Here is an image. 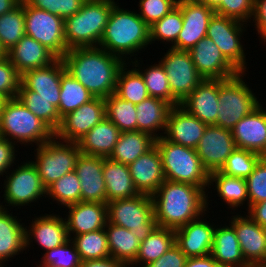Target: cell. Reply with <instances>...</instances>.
<instances>
[{
	"label": "cell",
	"mask_w": 266,
	"mask_h": 267,
	"mask_svg": "<svg viewBox=\"0 0 266 267\" xmlns=\"http://www.w3.org/2000/svg\"><path fill=\"white\" fill-rule=\"evenodd\" d=\"M33 6L60 16L63 20L77 13L86 0H24Z\"/></svg>",
	"instance_id": "f5cc1de1"
},
{
	"label": "cell",
	"mask_w": 266,
	"mask_h": 267,
	"mask_svg": "<svg viewBox=\"0 0 266 267\" xmlns=\"http://www.w3.org/2000/svg\"><path fill=\"white\" fill-rule=\"evenodd\" d=\"M161 159L165 180L188 183L201 187L207 193V210L209 208V172L204 168L195 149L178 145L163 136L155 139ZM208 191V192H207Z\"/></svg>",
	"instance_id": "8992f818"
},
{
	"label": "cell",
	"mask_w": 266,
	"mask_h": 267,
	"mask_svg": "<svg viewBox=\"0 0 266 267\" xmlns=\"http://www.w3.org/2000/svg\"><path fill=\"white\" fill-rule=\"evenodd\" d=\"M129 67L130 63L126 62L120 69L115 94L125 101L138 104L148 98L149 94L141 73L134 66Z\"/></svg>",
	"instance_id": "f35d334b"
},
{
	"label": "cell",
	"mask_w": 266,
	"mask_h": 267,
	"mask_svg": "<svg viewBox=\"0 0 266 267\" xmlns=\"http://www.w3.org/2000/svg\"><path fill=\"white\" fill-rule=\"evenodd\" d=\"M265 265H266V254H265L263 262L258 267H264Z\"/></svg>",
	"instance_id": "03108f58"
},
{
	"label": "cell",
	"mask_w": 266,
	"mask_h": 267,
	"mask_svg": "<svg viewBox=\"0 0 266 267\" xmlns=\"http://www.w3.org/2000/svg\"><path fill=\"white\" fill-rule=\"evenodd\" d=\"M80 267H128L124 262L113 257L82 261Z\"/></svg>",
	"instance_id": "91938a15"
},
{
	"label": "cell",
	"mask_w": 266,
	"mask_h": 267,
	"mask_svg": "<svg viewBox=\"0 0 266 267\" xmlns=\"http://www.w3.org/2000/svg\"><path fill=\"white\" fill-rule=\"evenodd\" d=\"M110 257L124 262L128 267L135 261L140 247L139 239L124 227L110 224L105 226Z\"/></svg>",
	"instance_id": "d590c367"
},
{
	"label": "cell",
	"mask_w": 266,
	"mask_h": 267,
	"mask_svg": "<svg viewBox=\"0 0 266 267\" xmlns=\"http://www.w3.org/2000/svg\"><path fill=\"white\" fill-rule=\"evenodd\" d=\"M186 259V255L174 244L159 259L144 267H184Z\"/></svg>",
	"instance_id": "11a10c76"
},
{
	"label": "cell",
	"mask_w": 266,
	"mask_h": 267,
	"mask_svg": "<svg viewBox=\"0 0 266 267\" xmlns=\"http://www.w3.org/2000/svg\"><path fill=\"white\" fill-rule=\"evenodd\" d=\"M12 213L0 207V265L3 266L15 255L26 251L25 223Z\"/></svg>",
	"instance_id": "f1b7e54d"
},
{
	"label": "cell",
	"mask_w": 266,
	"mask_h": 267,
	"mask_svg": "<svg viewBox=\"0 0 266 267\" xmlns=\"http://www.w3.org/2000/svg\"><path fill=\"white\" fill-rule=\"evenodd\" d=\"M184 267H222L212 255L187 258Z\"/></svg>",
	"instance_id": "94428289"
},
{
	"label": "cell",
	"mask_w": 266,
	"mask_h": 267,
	"mask_svg": "<svg viewBox=\"0 0 266 267\" xmlns=\"http://www.w3.org/2000/svg\"><path fill=\"white\" fill-rule=\"evenodd\" d=\"M138 3L137 13L149 27L177 6L176 0H139Z\"/></svg>",
	"instance_id": "816d5d0a"
},
{
	"label": "cell",
	"mask_w": 266,
	"mask_h": 267,
	"mask_svg": "<svg viewBox=\"0 0 266 267\" xmlns=\"http://www.w3.org/2000/svg\"><path fill=\"white\" fill-rule=\"evenodd\" d=\"M103 176L107 203L118 199L132 198L139 194L133 184L127 164L103 157Z\"/></svg>",
	"instance_id": "d6a6232c"
},
{
	"label": "cell",
	"mask_w": 266,
	"mask_h": 267,
	"mask_svg": "<svg viewBox=\"0 0 266 267\" xmlns=\"http://www.w3.org/2000/svg\"><path fill=\"white\" fill-rule=\"evenodd\" d=\"M249 24L239 20L214 14L211 18L206 37L218 46L224 57L239 71L246 73L247 63L245 45L241 37Z\"/></svg>",
	"instance_id": "8fae6325"
},
{
	"label": "cell",
	"mask_w": 266,
	"mask_h": 267,
	"mask_svg": "<svg viewBox=\"0 0 266 267\" xmlns=\"http://www.w3.org/2000/svg\"><path fill=\"white\" fill-rule=\"evenodd\" d=\"M174 244L175 230L157 226L140 242L138 255L129 267H144L156 261Z\"/></svg>",
	"instance_id": "8d00e7d4"
},
{
	"label": "cell",
	"mask_w": 266,
	"mask_h": 267,
	"mask_svg": "<svg viewBox=\"0 0 266 267\" xmlns=\"http://www.w3.org/2000/svg\"><path fill=\"white\" fill-rule=\"evenodd\" d=\"M207 126L177 105L173 106L169 112L163 137L172 143L196 149Z\"/></svg>",
	"instance_id": "7402d4cb"
},
{
	"label": "cell",
	"mask_w": 266,
	"mask_h": 267,
	"mask_svg": "<svg viewBox=\"0 0 266 267\" xmlns=\"http://www.w3.org/2000/svg\"><path fill=\"white\" fill-rule=\"evenodd\" d=\"M34 160L30 161L36 167L43 185L47 188L63 175L75 170L78 157L81 154L77 142H66L55 136L35 147Z\"/></svg>",
	"instance_id": "9c48e42d"
},
{
	"label": "cell",
	"mask_w": 266,
	"mask_h": 267,
	"mask_svg": "<svg viewBox=\"0 0 266 267\" xmlns=\"http://www.w3.org/2000/svg\"><path fill=\"white\" fill-rule=\"evenodd\" d=\"M216 225L211 255L222 267H251L244 259L234 227ZM228 224V225H226ZM219 226V227H218Z\"/></svg>",
	"instance_id": "f546056e"
},
{
	"label": "cell",
	"mask_w": 266,
	"mask_h": 267,
	"mask_svg": "<svg viewBox=\"0 0 266 267\" xmlns=\"http://www.w3.org/2000/svg\"><path fill=\"white\" fill-rule=\"evenodd\" d=\"M106 117L121 131H137V111L135 104L125 101L115 93L104 98Z\"/></svg>",
	"instance_id": "b9f144b4"
},
{
	"label": "cell",
	"mask_w": 266,
	"mask_h": 267,
	"mask_svg": "<svg viewBox=\"0 0 266 267\" xmlns=\"http://www.w3.org/2000/svg\"><path fill=\"white\" fill-rule=\"evenodd\" d=\"M17 165V168L12 167L13 170L10 169L4 176L6 179H3L4 194L1 197L4 201H0V207L5 209H9L7 206L19 209L46 198V187L33 163L26 160Z\"/></svg>",
	"instance_id": "30bf717a"
},
{
	"label": "cell",
	"mask_w": 266,
	"mask_h": 267,
	"mask_svg": "<svg viewBox=\"0 0 266 267\" xmlns=\"http://www.w3.org/2000/svg\"><path fill=\"white\" fill-rule=\"evenodd\" d=\"M21 0H0V16L15 8Z\"/></svg>",
	"instance_id": "6125c7cd"
},
{
	"label": "cell",
	"mask_w": 266,
	"mask_h": 267,
	"mask_svg": "<svg viewBox=\"0 0 266 267\" xmlns=\"http://www.w3.org/2000/svg\"><path fill=\"white\" fill-rule=\"evenodd\" d=\"M61 59L66 72L100 98L115 93L119 71L126 63L99 46L69 49Z\"/></svg>",
	"instance_id": "6da1fadb"
},
{
	"label": "cell",
	"mask_w": 266,
	"mask_h": 267,
	"mask_svg": "<svg viewBox=\"0 0 266 267\" xmlns=\"http://www.w3.org/2000/svg\"><path fill=\"white\" fill-rule=\"evenodd\" d=\"M154 145L155 138L145 132L138 130L121 132L114 150L108 158L112 161L129 165Z\"/></svg>",
	"instance_id": "e575fe53"
},
{
	"label": "cell",
	"mask_w": 266,
	"mask_h": 267,
	"mask_svg": "<svg viewBox=\"0 0 266 267\" xmlns=\"http://www.w3.org/2000/svg\"><path fill=\"white\" fill-rule=\"evenodd\" d=\"M115 0H86L80 10L64 20V37L68 49L97 47Z\"/></svg>",
	"instance_id": "277c9868"
},
{
	"label": "cell",
	"mask_w": 266,
	"mask_h": 267,
	"mask_svg": "<svg viewBox=\"0 0 266 267\" xmlns=\"http://www.w3.org/2000/svg\"><path fill=\"white\" fill-rule=\"evenodd\" d=\"M261 104L231 130L236 148L266 156V107Z\"/></svg>",
	"instance_id": "cb8c5ba5"
},
{
	"label": "cell",
	"mask_w": 266,
	"mask_h": 267,
	"mask_svg": "<svg viewBox=\"0 0 266 267\" xmlns=\"http://www.w3.org/2000/svg\"><path fill=\"white\" fill-rule=\"evenodd\" d=\"M46 197L58 206L67 207L81 201L80 180L75 171L69 172L46 188Z\"/></svg>",
	"instance_id": "ee69618b"
},
{
	"label": "cell",
	"mask_w": 266,
	"mask_h": 267,
	"mask_svg": "<svg viewBox=\"0 0 266 267\" xmlns=\"http://www.w3.org/2000/svg\"><path fill=\"white\" fill-rule=\"evenodd\" d=\"M189 52L196 70L204 79L226 80L240 73L208 37L199 40Z\"/></svg>",
	"instance_id": "ac0fdd59"
},
{
	"label": "cell",
	"mask_w": 266,
	"mask_h": 267,
	"mask_svg": "<svg viewBox=\"0 0 266 267\" xmlns=\"http://www.w3.org/2000/svg\"><path fill=\"white\" fill-rule=\"evenodd\" d=\"M254 13V0H222L215 14L250 23Z\"/></svg>",
	"instance_id": "db71d44e"
},
{
	"label": "cell",
	"mask_w": 266,
	"mask_h": 267,
	"mask_svg": "<svg viewBox=\"0 0 266 267\" xmlns=\"http://www.w3.org/2000/svg\"><path fill=\"white\" fill-rule=\"evenodd\" d=\"M118 4L116 2L112 8L99 47L130 63L132 56H135L133 60L137 59L140 51L151 45L149 26L136 10Z\"/></svg>",
	"instance_id": "3957f363"
},
{
	"label": "cell",
	"mask_w": 266,
	"mask_h": 267,
	"mask_svg": "<svg viewBox=\"0 0 266 267\" xmlns=\"http://www.w3.org/2000/svg\"><path fill=\"white\" fill-rule=\"evenodd\" d=\"M107 217L108 223L131 230L140 242L158 226L152 198L146 194L108 202Z\"/></svg>",
	"instance_id": "ba28073f"
},
{
	"label": "cell",
	"mask_w": 266,
	"mask_h": 267,
	"mask_svg": "<svg viewBox=\"0 0 266 267\" xmlns=\"http://www.w3.org/2000/svg\"><path fill=\"white\" fill-rule=\"evenodd\" d=\"M195 1L206 5L208 8H211L213 11H215L222 2V0H195Z\"/></svg>",
	"instance_id": "be15d7a7"
},
{
	"label": "cell",
	"mask_w": 266,
	"mask_h": 267,
	"mask_svg": "<svg viewBox=\"0 0 266 267\" xmlns=\"http://www.w3.org/2000/svg\"><path fill=\"white\" fill-rule=\"evenodd\" d=\"M6 56V52L3 50V48L0 46V58H3Z\"/></svg>",
	"instance_id": "e7e4bbea"
},
{
	"label": "cell",
	"mask_w": 266,
	"mask_h": 267,
	"mask_svg": "<svg viewBox=\"0 0 266 267\" xmlns=\"http://www.w3.org/2000/svg\"><path fill=\"white\" fill-rule=\"evenodd\" d=\"M49 213L41 214L38 217L34 215L35 218L30 222L31 225L26 226V251L27 248L29 251L33 241L47 251L59 247L69 240L65 218H62L59 212L58 214Z\"/></svg>",
	"instance_id": "ffe728a7"
},
{
	"label": "cell",
	"mask_w": 266,
	"mask_h": 267,
	"mask_svg": "<svg viewBox=\"0 0 266 267\" xmlns=\"http://www.w3.org/2000/svg\"><path fill=\"white\" fill-rule=\"evenodd\" d=\"M120 133L121 131L105 117L77 142L81 154L108 158L114 150Z\"/></svg>",
	"instance_id": "1f68e13d"
},
{
	"label": "cell",
	"mask_w": 266,
	"mask_h": 267,
	"mask_svg": "<svg viewBox=\"0 0 266 267\" xmlns=\"http://www.w3.org/2000/svg\"><path fill=\"white\" fill-rule=\"evenodd\" d=\"M60 86V102L57 109L61 118L95 98L66 70L61 75Z\"/></svg>",
	"instance_id": "ab89813d"
},
{
	"label": "cell",
	"mask_w": 266,
	"mask_h": 267,
	"mask_svg": "<svg viewBox=\"0 0 266 267\" xmlns=\"http://www.w3.org/2000/svg\"><path fill=\"white\" fill-rule=\"evenodd\" d=\"M249 206L266 200V157H262L246 178Z\"/></svg>",
	"instance_id": "681fc988"
},
{
	"label": "cell",
	"mask_w": 266,
	"mask_h": 267,
	"mask_svg": "<svg viewBox=\"0 0 266 267\" xmlns=\"http://www.w3.org/2000/svg\"><path fill=\"white\" fill-rule=\"evenodd\" d=\"M21 75L7 56L0 58V96L5 100L18 95Z\"/></svg>",
	"instance_id": "f907efd6"
},
{
	"label": "cell",
	"mask_w": 266,
	"mask_h": 267,
	"mask_svg": "<svg viewBox=\"0 0 266 267\" xmlns=\"http://www.w3.org/2000/svg\"><path fill=\"white\" fill-rule=\"evenodd\" d=\"M183 25L182 11L175 6L168 14L149 27L150 43L160 41L163 44L172 46L178 38Z\"/></svg>",
	"instance_id": "bcb514c9"
},
{
	"label": "cell",
	"mask_w": 266,
	"mask_h": 267,
	"mask_svg": "<svg viewBox=\"0 0 266 267\" xmlns=\"http://www.w3.org/2000/svg\"><path fill=\"white\" fill-rule=\"evenodd\" d=\"M18 146L11 141L0 137V176L4 177V175L11 169V167H14V164L16 165L15 161L16 156L18 152V149L15 147Z\"/></svg>",
	"instance_id": "9f6ffc18"
},
{
	"label": "cell",
	"mask_w": 266,
	"mask_h": 267,
	"mask_svg": "<svg viewBox=\"0 0 266 267\" xmlns=\"http://www.w3.org/2000/svg\"><path fill=\"white\" fill-rule=\"evenodd\" d=\"M151 198L159 227L176 230L207 212V193L188 183L165 180Z\"/></svg>",
	"instance_id": "7a4b0ae2"
},
{
	"label": "cell",
	"mask_w": 266,
	"mask_h": 267,
	"mask_svg": "<svg viewBox=\"0 0 266 267\" xmlns=\"http://www.w3.org/2000/svg\"><path fill=\"white\" fill-rule=\"evenodd\" d=\"M180 106L203 123L215 125L220 108L219 79H204Z\"/></svg>",
	"instance_id": "d4e9b609"
},
{
	"label": "cell",
	"mask_w": 266,
	"mask_h": 267,
	"mask_svg": "<svg viewBox=\"0 0 266 267\" xmlns=\"http://www.w3.org/2000/svg\"><path fill=\"white\" fill-rule=\"evenodd\" d=\"M247 214L254 222L266 228V200L250 205Z\"/></svg>",
	"instance_id": "680465c9"
},
{
	"label": "cell",
	"mask_w": 266,
	"mask_h": 267,
	"mask_svg": "<svg viewBox=\"0 0 266 267\" xmlns=\"http://www.w3.org/2000/svg\"><path fill=\"white\" fill-rule=\"evenodd\" d=\"M183 15V25L177 41L170 48L190 51L196 43L206 37L209 22L215 11L195 0L177 1Z\"/></svg>",
	"instance_id": "9a60e30c"
},
{
	"label": "cell",
	"mask_w": 266,
	"mask_h": 267,
	"mask_svg": "<svg viewBox=\"0 0 266 267\" xmlns=\"http://www.w3.org/2000/svg\"><path fill=\"white\" fill-rule=\"evenodd\" d=\"M128 166L133 184L139 194L152 196L165 181L162 159L156 145Z\"/></svg>",
	"instance_id": "4316f807"
},
{
	"label": "cell",
	"mask_w": 266,
	"mask_h": 267,
	"mask_svg": "<svg viewBox=\"0 0 266 267\" xmlns=\"http://www.w3.org/2000/svg\"><path fill=\"white\" fill-rule=\"evenodd\" d=\"M70 239L74 243L81 261L110 257L105 228L72 236Z\"/></svg>",
	"instance_id": "7bdbcfd3"
},
{
	"label": "cell",
	"mask_w": 266,
	"mask_h": 267,
	"mask_svg": "<svg viewBox=\"0 0 266 267\" xmlns=\"http://www.w3.org/2000/svg\"><path fill=\"white\" fill-rule=\"evenodd\" d=\"M4 100L5 99L0 96V110H1V107H2V104H3Z\"/></svg>",
	"instance_id": "003e7915"
},
{
	"label": "cell",
	"mask_w": 266,
	"mask_h": 267,
	"mask_svg": "<svg viewBox=\"0 0 266 267\" xmlns=\"http://www.w3.org/2000/svg\"><path fill=\"white\" fill-rule=\"evenodd\" d=\"M25 35V8L21 0L15 8L0 16V46L7 52Z\"/></svg>",
	"instance_id": "60d3db41"
},
{
	"label": "cell",
	"mask_w": 266,
	"mask_h": 267,
	"mask_svg": "<svg viewBox=\"0 0 266 267\" xmlns=\"http://www.w3.org/2000/svg\"><path fill=\"white\" fill-rule=\"evenodd\" d=\"M17 98L54 133L57 131L62 118L57 107L49 100L38 97V94L32 90H19Z\"/></svg>",
	"instance_id": "f6af8a7d"
},
{
	"label": "cell",
	"mask_w": 266,
	"mask_h": 267,
	"mask_svg": "<svg viewBox=\"0 0 266 267\" xmlns=\"http://www.w3.org/2000/svg\"><path fill=\"white\" fill-rule=\"evenodd\" d=\"M207 213H210L209 210L198 219L175 230V244L187 258L202 257L212 252L216 225L204 218Z\"/></svg>",
	"instance_id": "d6986e66"
},
{
	"label": "cell",
	"mask_w": 266,
	"mask_h": 267,
	"mask_svg": "<svg viewBox=\"0 0 266 267\" xmlns=\"http://www.w3.org/2000/svg\"><path fill=\"white\" fill-rule=\"evenodd\" d=\"M232 215L229 223L234 227L245 261L258 267L266 254V228L254 222L247 214Z\"/></svg>",
	"instance_id": "e0dca14e"
},
{
	"label": "cell",
	"mask_w": 266,
	"mask_h": 267,
	"mask_svg": "<svg viewBox=\"0 0 266 267\" xmlns=\"http://www.w3.org/2000/svg\"><path fill=\"white\" fill-rule=\"evenodd\" d=\"M235 148L231 130L208 125L195 150L210 174L221 170Z\"/></svg>",
	"instance_id": "2e32d148"
},
{
	"label": "cell",
	"mask_w": 266,
	"mask_h": 267,
	"mask_svg": "<svg viewBox=\"0 0 266 267\" xmlns=\"http://www.w3.org/2000/svg\"><path fill=\"white\" fill-rule=\"evenodd\" d=\"M37 267H80L81 259L71 239L63 245L47 250Z\"/></svg>",
	"instance_id": "c3c4849f"
},
{
	"label": "cell",
	"mask_w": 266,
	"mask_h": 267,
	"mask_svg": "<svg viewBox=\"0 0 266 267\" xmlns=\"http://www.w3.org/2000/svg\"><path fill=\"white\" fill-rule=\"evenodd\" d=\"M25 8V34L62 58L69 50L64 37V20L48 11L29 6L23 0Z\"/></svg>",
	"instance_id": "7c38bea8"
},
{
	"label": "cell",
	"mask_w": 266,
	"mask_h": 267,
	"mask_svg": "<svg viewBox=\"0 0 266 267\" xmlns=\"http://www.w3.org/2000/svg\"><path fill=\"white\" fill-rule=\"evenodd\" d=\"M135 107L137 130L145 132L155 139L162 137L165 133L169 112L173 106L167 101L149 96L141 103L135 104Z\"/></svg>",
	"instance_id": "4dcf8cb0"
},
{
	"label": "cell",
	"mask_w": 266,
	"mask_h": 267,
	"mask_svg": "<svg viewBox=\"0 0 266 267\" xmlns=\"http://www.w3.org/2000/svg\"><path fill=\"white\" fill-rule=\"evenodd\" d=\"M140 62L142 63L140 64ZM142 64V59L141 61L135 59L130 62V65L134 66L143 76L149 96L167 101L172 106L180 105V102L171 94L168 77L160 61L158 64L147 65L145 70L141 69Z\"/></svg>",
	"instance_id": "74e56055"
},
{
	"label": "cell",
	"mask_w": 266,
	"mask_h": 267,
	"mask_svg": "<svg viewBox=\"0 0 266 267\" xmlns=\"http://www.w3.org/2000/svg\"><path fill=\"white\" fill-rule=\"evenodd\" d=\"M54 136L55 133L17 97L4 100L0 110V137L16 145L35 144L37 147Z\"/></svg>",
	"instance_id": "5b68a950"
},
{
	"label": "cell",
	"mask_w": 266,
	"mask_h": 267,
	"mask_svg": "<svg viewBox=\"0 0 266 267\" xmlns=\"http://www.w3.org/2000/svg\"><path fill=\"white\" fill-rule=\"evenodd\" d=\"M247 73L240 72L236 76L219 79V105L216 126L232 130L246 115L261 105L251 86L244 82Z\"/></svg>",
	"instance_id": "52a82bcc"
},
{
	"label": "cell",
	"mask_w": 266,
	"mask_h": 267,
	"mask_svg": "<svg viewBox=\"0 0 266 267\" xmlns=\"http://www.w3.org/2000/svg\"><path fill=\"white\" fill-rule=\"evenodd\" d=\"M210 186L213 187L212 190H216L217 197H220L224 204H227L228 207L226 208L231 209V214H234L235 210L238 211L237 208H240L243 204L247 205L243 207H245L244 209L247 207L246 211L248 210L249 199L246 179L230 177L220 171H215L210 173L209 188H211Z\"/></svg>",
	"instance_id": "836d02e7"
},
{
	"label": "cell",
	"mask_w": 266,
	"mask_h": 267,
	"mask_svg": "<svg viewBox=\"0 0 266 267\" xmlns=\"http://www.w3.org/2000/svg\"><path fill=\"white\" fill-rule=\"evenodd\" d=\"M159 61L168 77L171 94L180 103L204 80L196 70L189 51L169 47Z\"/></svg>",
	"instance_id": "4fadbf2b"
},
{
	"label": "cell",
	"mask_w": 266,
	"mask_h": 267,
	"mask_svg": "<svg viewBox=\"0 0 266 267\" xmlns=\"http://www.w3.org/2000/svg\"><path fill=\"white\" fill-rule=\"evenodd\" d=\"M6 56L20 75L29 70L49 66L58 59L47 47L26 35L6 52Z\"/></svg>",
	"instance_id": "83f0119b"
},
{
	"label": "cell",
	"mask_w": 266,
	"mask_h": 267,
	"mask_svg": "<svg viewBox=\"0 0 266 267\" xmlns=\"http://www.w3.org/2000/svg\"><path fill=\"white\" fill-rule=\"evenodd\" d=\"M64 208L69 239L72 236L103 229L108 222L107 203L80 201Z\"/></svg>",
	"instance_id": "603a6c76"
},
{
	"label": "cell",
	"mask_w": 266,
	"mask_h": 267,
	"mask_svg": "<svg viewBox=\"0 0 266 267\" xmlns=\"http://www.w3.org/2000/svg\"><path fill=\"white\" fill-rule=\"evenodd\" d=\"M261 158L262 156L255 152L235 148L220 172L230 177L246 179L253 172Z\"/></svg>",
	"instance_id": "7dc6e473"
},
{
	"label": "cell",
	"mask_w": 266,
	"mask_h": 267,
	"mask_svg": "<svg viewBox=\"0 0 266 267\" xmlns=\"http://www.w3.org/2000/svg\"><path fill=\"white\" fill-rule=\"evenodd\" d=\"M105 117V100L95 97L63 116L55 137L66 142H78Z\"/></svg>",
	"instance_id": "5bb4252c"
},
{
	"label": "cell",
	"mask_w": 266,
	"mask_h": 267,
	"mask_svg": "<svg viewBox=\"0 0 266 267\" xmlns=\"http://www.w3.org/2000/svg\"><path fill=\"white\" fill-rule=\"evenodd\" d=\"M253 26L258 33V39L262 43L266 42V0H254V13L252 16Z\"/></svg>",
	"instance_id": "6f0895ef"
},
{
	"label": "cell",
	"mask_w": 266,
	"mask_h": 267,
	"mask_svg": "<svg viewBox=\"0 0 266 267\" xmlns=\"http://www.w3.org/2000/svg\"><path fill=\"white\" fill-rule=\"evenodd\" d=\"M81 187V201L107 203L103 157L80 154L75 170Z\"/></svg>",
	"instance_id": "484cf974"
},
{
	"label": "cell",
	"mask_w": 266,
	"mask_h": 267,
	"mask_svg": "<svg viewBox=\"0 0 266 267\" xmlns=\"http://www.w3.org/2000/svg\"><path fill=\"white\" fill-rule=\"evenodd\" d=\"M65 71V66L61 58H58L51 65L26 71L21 75L19 90H32L38 97L49 100L55 107H59L60 102V80Z\"/></svg>",
	"instance_id": "44dd1931"
}]
</instances>
